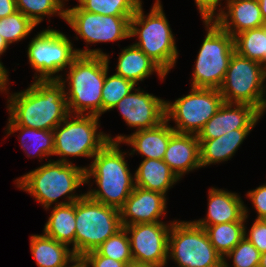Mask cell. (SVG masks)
<instances>
[{
    "label": "cell",
    "instance_id": "obj_1",
    "mask_svg": "<svg viewBox=\"0 0 266 267\" xmlns=\"http://www.w3.org/2000/svg\"><path fill=\"white\" fill-rule=\"evenodd\" d=\"M65 87L58 80H35L26 90L11 94L7 126L53 131L69 115Z\"/></svg>",
    "mask_w": 266,
    "mask_h": 267
},
{
    "label": "cell",
    "instance_id": "obj_2",
    "mask_svg": "<svg viewBox=\"0 0 266 267\" xmlns=\"http://www.w3.org/2000/svg\"><path fill=\"white\" fill-rule=\"evenodd\" d=\"M119 142L108 141L85 167L86 183L93 176L98 189L85 194L92 200L120 209L135 187V177L127 167Z\"/></svg>",
    "mask_w": 266,
    "mask_h": 267
},
{
    "label": "cell",
    "instance_id": "obj_3",
    "mask_svg": "<svg viewBox=\"0 0 266 267\" xmlns=\"http://www.w3.org/2000/svg\"><path fill=\"white\" fill-rule=\"evenodd\" d=\"M15 181L17 187L35 197L45 209H49L54 202H56V206L65 205L76 202L85 195V193L75 195L73 192L81 185L86 184L85 167H77L71 162L49 160L48 163ZM65 195H67L68 201L58 202V198Z\"/></svg>",
    "mask_w": 266,
    "mask_h": 267
},
{
    "label": "cell",
    "instance_id": "obj_4",
    "mask_svg": "<svg viewBox=\"0 0 266 267\" xmlns=\"http://www.w3.org/2000/svg\"><path fill=\"white\" fill-rule=\"evenodd\" d=\"M67 79L55 75L56 80L66 85V102L69 114L101 115V96L107 73V59L104 55H78L68 67ZM89 110V111H88Z\"/></svg>",
    "mask_w": 266,
    "mask_h": 267
},
{
    "label": "cell",
    "instance_id": "obj_5",
    "mask_svg": "<svg viewBox=\"0 0 266 267\" xmlns=\"http://www.w3.org/2000/svg\"><path fill=\"white\" fill-rule=\"evenodd\" d=\"M130 38L138 37L133 43L153 60L167 75L178 58L173 33L164 14L160 0H156L151 11L144 15L142 4L130 19Z\"/></svg>",
    "mask_w": 266,
    "mask_h": 267
},
{
    "label": "cell",
    "instance_id": "obj_6",
    "mask_svg": "<svg viewBox=\"0 0 266 267\" xmlns=\"http://www.w3.org/2000/svg\"><path fill=\"white\" fill-rule=\"evenodd\" d=\"M202 19L207 34L194 64L191 87L219 90L235 52L234 38L212 18Z\"/></svg>",
    "mask_w": 266,
    "mask_h": 267
},
{
    "label": "cell",
    "instance_id": "obj_7",
    "mask_svg": "<svg viewBox=\"0 0 266 267\" xmlns=\"http://www.w3.org/2000/svg\"><path fill=\"white\" fill-rule=\"evenodd\" d=\"M27 55L29 64L36 71L35 80L47 81L56 80L53 74L69 67L78 55L105 56L106 53L100 49H74L65 34L48 28L32 38L28 45Z\"/></svg>",
    "mask_w": 266,
    "mask_h": 267
},
{
    "label": "cell",
    "instance_id": "obj_8",
    "mask_svg": "<svg viewBox=\"0 0 266 267\" xmlns=\"http://www.w3.org/2000/svg\"><path fill=\"white\" fill-rule=\"evenodd\" d=\"M75 256L96 250L123 228L119 209L90 199L86 194L75 202Z\"/></svg>",
    "mask_w": 266,
    "mask_h": 267
},
{
    "label": "cell",
    "instance_id": "obj_9",
    "mask_svg": "<svg viewBox=\"0 0 266 267\" xmlns=\"http://www.w3.org/2000/svg\"><path fill=\"white\" fill-rule=\"evenodd\" d=\"M69 114L54 130L53 155L59 162L70 163L68 156L93 158L109 141L108 135L98 132L99 116Z\"/></svg>",
    "mask_w": 266,
    "mask_h": 267
},
{
    "label": "cell",
    "instance_id": "obj_10",
    "mask_svg": "<svg viewBox=\"0 0 266 267\" xmlns=\"http://www.w3.org/2000/svg\"><path fill=\"white\" fill-rule=\"evenodd\" d=\"M178 267H224V259L210 242L206 230L193 221H173L168 239V259Z\"/></svg>",
    "mask_w": 266,
    "mask_h": 267
},
{
    "label": "cell",
    "instance_id": "obj_11",
    "mask_svg": "<svg viewBox=\"0 0 266 267\" xmlns=\"http://www.w3.org/2000/svg\"><path fill=\"white\" fill-rule=\"evenodd\" d=\"M263 65L234 52L219 88L224 102L248 104L262 115L266 110Z\"/></svg>",
    "mask_w": 266,
    "mask_h": 267
},
{
    "label": "cell",
    "instance_id": "obj_12",
    "mask_svg": "<svg viewBox=\"0 0 266 267\" xmlns=\"http://www.w3.org/2000/svg\"><path fill=\"white\" fill-rule=\"evenodd\" d=\"M223 103L219 90L191 87L190 94L173 103L165 101V119L176 122L172 128L177 133L198 135Z\"/></svg>",
    "mask_w": 266,
    "mask_h": 267
},
{
    "label": "cell",
    "instance_id": "obj_13",
    "mask_svg": "<svg viewBox=\"0 0 266 267\" xmlns=\"http://www.w3.org/2000/svg\"><path fill=\"white\" fill-rule=\"evenodd\" d=\"M133 16H106L82 10L78 5L66 9L65 21L87 44L130 38Z\"/></svg>",
    "mask_w": 266,
    "mask_h": 267
},
{
    "label": "cell",
    "instance_id": "obj_14",
    "mask_svg": "<svg viewBox=\"0 0 266 267\" xmlns=\"http://www.w3.org/2000/svg\"><path fill=\"white\" fill-rule=\"evenodd\" d=\"M163 222L124 226L129 237L133 260L165 267L168 259V239L171 228Z\"/></svg>",
    "mask_w": 266,
    "mask_h": 267
},
{
    "label": "cell",
    "instance_id": "obj_15",
    "mask_svg": "<svg viewBox=\"0 0 266 267\" xmlns=\"http://www.w3.org/2000/svg\"><path fill=\"white\" fill-rule=\"evenodd\" d=\"M114 107L118 108L124 121L136 131L151 129L165 120V100L135 88Z\"/></svg>",
    "mask_w": 266,
    "mask_h": 267
},
{
    "label": "cell",
    "instance_id": "obj_16",
    "mask_svg": "<svg viewBox=\"0 0 266 267\" xmlns=\"http://www.w3.org/2000/svg\"><path fill=\"white\" fill-rule=\"evenodd\" d=\"M262 116L251 105L224 102L197 136L199 140H208L236 129H253Z\"/></svg>",
    "mask_w": 266,
    "mask_h": 267
},
{
    "label": "cell",
    "instance_id": "obj_17",
    "mask_svg": "<svg viewBox=\"0 0 266 267\" xmlns=\"http://www.w3.org/2000/svg\"><path fill=\"white\" fill-rule=\"evenodd\" d=\"M166 202V195L135 186L119 209L122 226L161 222L159 218L166 214Z\"/></svg>",
    "mask_w": 266,
    "mask_h": 267
},
{
    "label": "cell",
    "instance_id": "obj_18",
    "mask_svg": "<svg viewBox=\"0 0 266 267\" xmlns=\"http://www.w3.org/2000/svg\"><path fill=\"white\" fill-rule=\"evenodd\" d=\"M225 10L220 8L219 13L210 18L233 38L241 32L265 25L258 0H227Z\"/></svg>",
    "mask_w": 266,
    "mask_h": 267
},
{
    "label": "cell",
    "instance_id": "obj_19",
    "mask_svg": "<svg viewBox=\"0 0 266 267\" xmlns=\"http://www.w3.org/2000/svg\"><path fill=\"white\" fill-rule=\"evenodd\" d=\"M174 133L175 130L169 125V121L165 119L154 128L135 131L129 136L120 134L112 138L108 135V139L112 142H123L131 145L133 150L129 153L130 155L138 152L137 154H142V157L145 156L144 160H163L170 137Z\"/></svg>",
    "mask_w": 266,
    "mask_h": 267
},
{
    "label": "cell",
    "instance_id": "obj_20",
    "mask_svg": "<svg viewBox=\"0 0 266 267\" xmlns=\"http://www.w3.org/2000/svg\"><path fill=\"white\" fill-rule=\"evenodd\" d=\"M208 196L207 217L193 221L196 225L205 228L221 223L246 221L248 209L237 193L211 188Z\"/></svg>",
    "mask_w": 266,
    "mask_h": 267
},
{
    "label": "cell",
    "instance_id": "obj_21",
    "mask_svg": "<svg viewBox=\"0 0 266 267\" xmlns=\"http://www.w3.org/2000/svg\"><path fill=\"white\" fill-rule=\"evenodd\" d=\"M163 161L180 179L186 172L201 167L200 143L196 134L175 132L169 140Z\"/></svg>",
    "mask_w": 266,
    "mask_h": 267
},
{
    "label": "cell",
    "instance_id": "obj_22",
    "mask_svg": "<svg viewBox=\"0 0 266 267\" xmlns=\"http://www.w3.org/2000/svg\"><path fill=\"white\" fill-rule=\"evenodd\" d=\"M116 68L115 74L133 82L135 85L152 75L153 72H157L161 79L166 76L164 71L134 44L122 50Z\"/></svg>",
    "mask_w": 266,
    "mask_h": 267
},
{
    "label": "cell",
    "instance_id": "obj_23",
    "mask_svg": "<svg viewBox=\"0 0 266 267\" xmlns=\"http://www.w3.org/2000/svg\"><path fill=\"white\" fill-rule=\"evenodd\" d=\"M252 129H236L216 138L199 140L201 167L228 161Z\"/></svg>",
    "mask_w": 266,
    "mask_h": 267
},
{
    "label": "cell",
    "instance_id": "obj_24",
    "mask_svg": "<svg viewBox=\"0 0 266 267\" xmlns=\"http://www.w3.org/2000/svg\"><path fill=\"white\" fill-rule=\"evenodd\" d=\"M134 177L135 186L164 195L180 180L163 160L157 159L143 160L135 171Z\"/></svg>",
    "mask_w": 266,
    "mask_h": 267
},
{
    "label": "cell",
    "instance_id": "obj_25",
    "mask_svg": "<svg viewBox=\"0 0 266 267\" xmlns=\"http://www.w3.org/2000/svg\"><path fill=\"white\" fill-rule=\"evenodd\" d=\"M30 248L38 267H65L75 256L67 245L44 233L30 237Z\"/></svg>",
    "mask_w": 266,
    "mask_h": 267
},
{
    "label": "cell",
    "instance_id": "obj_26",
    "mask_svg": "<svg viewBox=\"0 0 266 267\" xmlns=\"http://www.w3.org/2000/svg\"><path fill=\"white\" fill-rule=\"evenodd\" d=\"M44 234L67 246L72 244L75 255V202L53 207L44 226Z\"/></svg>",
    "mask_w": 266,
    "mask_h": 267
},
{
    "label": "cell",
    "instance_id": "obj_27",
    "mask_svg": "<svg viewBox=\"0 0 266 267\" xmlns=\"http://www.w3.org/2000/svg\"><path fill=\"white\" fill-rule=\"evenodd\" d=\"M21 148L25 151L28 157L31 156L42 159L43 156H51L54 152V133L51 130H40L27 128L24 126H7V135L19 131ZM28 139V140H26ZM28 141V142H27ZM29 144V145H28ZM29 150V151H28Z\"/></svg>",
    "mask_w": 266,
    "mask_h": 267
},
{
    "label": "cell",
    "instance_id": "obj_28",
    "mask_svg": "<svg viewBox=\"0 0 266 267\" xmlns=\"http://www.w3.org/2000/svg\"><path fill=\"white\" fill-rule=\"evenodd\" d=\"M245 221H235L206 226L210 242L224 259V267H229L225 256L244 238Z\"/></svg>",
    "mask_w": 266,
    "mask_h": 267
},
{
    "label": "cell",
    "instance_id": "obj_29",
    "mask_svg": "<svg viewBox=\"0 0 266 267\" xmlns=\"http://www.w3.org/2000/svg\"><path fill=\"white\" fill-rule=\"evenodd\" d=\"M234 46L239 55L263 65L266 62V25L237 34Z\"/></svg>",
    "mask_w": 266,
    "mask_h": 267
},
{
    "label": "cell",
    "instance_id": "obj_30",
    "mask_svg": "<svg viewBox=\"0 0 266 267\" xmlns=\"http://www.w3.org/2000/svg\"><path fill=\"white\" fill-rule=\"evenodd\" d=\"M107 59V73L105 74L104 85L102 88L101 96V115L113 107L124 97L127 96L136 85L121 77L120 75L113 74L108 77L109 69V55H105Z\"/></svg>",
    "mask_w": 266,
    "mask_h": 267
},
{
    "label": "cell",
    "instance_id": "obj_31",
    "mask_svg": "<svg viewBox=\"0 0 266 267\" xmlns=\"http://www.w3.org/2000/svg\"><path fill=\"white\" fill-rule=\"evenodd\" d=\"M64 0H16L17 11L29 18L36 26L43 17L58 14L65 20Z\"/></svg>",
    "mask_w": 266,
    "mask_h": 267
},
{
    "label": "cell",
    "instance_id": "obj_32",
    "mask_svg": "<svg viewBox=\"0 0 266 267\" xmlns=\"http://www.w3.org/2000/svg\"><path fill=\"white\" fill-rule=\"evenodd\" d=\"M79 7L106 16H133L141 0H78Z\"/></svg>",
    "mask_w": 266,
    "mask_h": 267
},
{
    "label": "cell",
    "instance_id": "obj_33",
    "mask_svg": "<svg viewBox=\"0 0 266 267\" xmlns=\"http://www.w3.org/2000/svg\"><path fill=\"white\" fill-rule=\"evenodd\" d=\"M35 27L20 11L0 19V35L8 45L24 39Z\"/></svg>",
    "mask_w": 266,
    "mask_h": 267
},
{
    "label": "cell",
    "instance_id": "obj_34",
    "mask_svg": "<svg viewBox=\"0 0 266 267\" xmlns=\"http://www.w3.org/2000/svg\"><path fill=\"white\" fill-rule=\"evenodd\" d=\"M128 235L126 229L123 227L116 234L110 236L104 243H102L96 251L101 256L124 262L127 265L133 260Z\"/></svg>",
    "mask_w": 266,
    "mask_h": 267
},
{
    "label": "cell",
    "instance_id": "obj_35",
    "mask_svg": "<svg viewBox=\"0 0 266 267\" xmlns=\"http://www.w3.org/2000/svg\"><path fill=\"white\" fill-rule=\"evenodd\" d=\"M261 253L245 237L225 256L234 267H259Z\"/></svg>",
    "mask_w": 266,
    "mask_h": 267
},
{
    "label": "cell",
    "instance_id": "obj_36",
    "mask_svg": "<svg viewBox=\"0 0 266 267\" xmlns=\"http://www.w3.org/2000/svg\"><path fill=\"white\" fill-rule=\"evenodd\" d=\"M244 226V237L250 241L260 253L266 251V224L261 219H256L252 224L249 235Z\"/></svg>",
    "mask_w": 266,
    "mask_h": 267
},
{
    "label": "cell",
    "instance_id": "obj_37",
    "mask_svg": "<svg viewBox=\"0 0 266 267\" xmlns=\"http://www.w3.org/2000/svg\"><path fill=\"white\" fill-rule=\"evenodd\" d=\"M247 197L252 201V204L257 212V218L261 219L266 215V184H263L256 189L247 192Z\"/></svg>",
    "mask_w": 266,
    "mask_h": 267
},
{
    "label": "cell",
    "instance_id": "obj_38",
    "mask_svg": "<svg viewBox=\"0 0 266 267\" xmlns=\"http://www.w3.org/2000/svg\"><path fill=\"white\" fill-rule=\"evenodd\" d=\"M92 267H126L124 262L101 256L96 250L86 253L83 256Z\"/></svg>",
    "mask_w": 266,
    "mask_h": 267
},
{
    "label": "cell",
    "instance_id": "obj_39",
    "mask_svg": "<svg viewBox=\"0 0 266 267\" xmlns=\"http://www.w3.org/2000/svg\"><path fill=\"white\" fill-rule=\"evenodd\" d=\"M221 0H195L197 8L202 17H210L216 13L217 6L220 5Z\"/></svg>",
    "mask_w": 266,
    "mask_h": 267
},
{
    "label": "cell",
    "instance_id": "obj_40",
    "mask_svg": "<svg viewBox=\"0 0 266 267\" xmlns=\"http://www.w3.org/2000/svg\"><path fill=\"white\" fill-rule=\"evenodd\" d=\"M17 11L16 0H0V19Z\"/></svg>",
    "mask_w": 266,
    "mask_h": 267
},
{
    "label": "cell",
    "instance_id": "obj_41",
    "mask_svg": "<svg viewBox=\"0 0 266 267\" xmlns=\"http://www.w3.org/2000/svg\"><path fill=\"white\" fill-rule=\"evenodd\" d=\"M8 71L5 69L4 65L0 63V91L6 92L7 89V83H8Z\"/></svg>",
    "mask_w": 266,
    "mask_h": 267
},
{
    "label": "cell",
    "instance_id": "obj_42",
    "mask_svg": "<svg viewBox=\"0 0 266 267\" xmlns=\"http://www.w3.org/2000/svg\"><path fill=\"white\" fill-rule=\"evenodd\" d=\"M70 263L74 264L72 266H68V263L65 267H90L89 263L83 256H74Z\"/></svg>",
    "mask_w": 266,
    "mask_h": 267
},
{
    "label": "cell",
    "instance_id": "obj_43",
    "mask_svg": "<svg viewBox=\"0 0 266 267\" xmlns=\"http://www.w3.org/2000/svg\"><path fill=\"white\" fill-rule=\"evenodd\" d=\"M126 267H159L158 265H153L150 263L139 262L135 260H131Z\"/></svg>",
    "mask_w": 266,
    "mask_h": 267
},
{
    "label": "cell",
    "instance_id": "obj_44",
    "mask_svg": "<svg viewBox=\"0 0 266 267\" xmlns=\"http://www.w3.org/2000/svg\"><path fill=\"white\" fill-rule=\"evenodd\" d=\"M258 3L260 6L262 18H263L264 23L266 25V0H258Z\"/></svg>",
    "mask_w": 266,
    "mask_h": 267
},
{
    "label": "cell",
    "instance_id": "obj_45",
    "mask_svg": "<svg viewBox=\"0 0 266 267\" xmlns=\"http://www.w3.org/2000/svg\"><path fill=\"white\" fill-rule=\"evenodd\" d=\"M8 44L6 43V41L4 40V38L0 35V56L6 52L7 48H8ZM0 63L3 65V63L0 61Z\"/></svg>",
    "mask_w": 266,
    "mask_h": 267
},
{
    "label": "cell",
    "instance_id": "obj_46",
    "mask_svg": "<svg viewBox=\"0 0 266 267\" xmlns=\"http://www.w3.org/2000/svg\"><path fill=\"white\" fill-rule=\"evenodd\" d=\"M259 267H266V251L260 255Z\"/></svg>",
    "mask_w": 266,
    "mask_h": 267
},
{
    "label": "cell",
    "instance_id": "obj_47",
    "mask_svg": "<svg viewBox=\"0 0 266 267\" xmlns=\"http://www.w3.org/2000/svg\"><path fill=\"white\" fill-rule=\"evenodd\" d=\"M264 79H266V62L263 64Z\"/></svg>",
    "mask_w": 266,
    "mask_h": 267
},
{
    "label": "cell",
    "instance_id": "obj_48",
    "mask_svg": "<svg viewBox=\"0 0 266 267\" xmlns=\"http://www.w3.org/2000/svg\"><path fill=\"white\" fill-rule=\"evenodd\" d=\"M261 220L266 224V215L261 218Z\"/></svg>",
    "mask_w": 266,
    "mask_h": 267
}]
</instances>
